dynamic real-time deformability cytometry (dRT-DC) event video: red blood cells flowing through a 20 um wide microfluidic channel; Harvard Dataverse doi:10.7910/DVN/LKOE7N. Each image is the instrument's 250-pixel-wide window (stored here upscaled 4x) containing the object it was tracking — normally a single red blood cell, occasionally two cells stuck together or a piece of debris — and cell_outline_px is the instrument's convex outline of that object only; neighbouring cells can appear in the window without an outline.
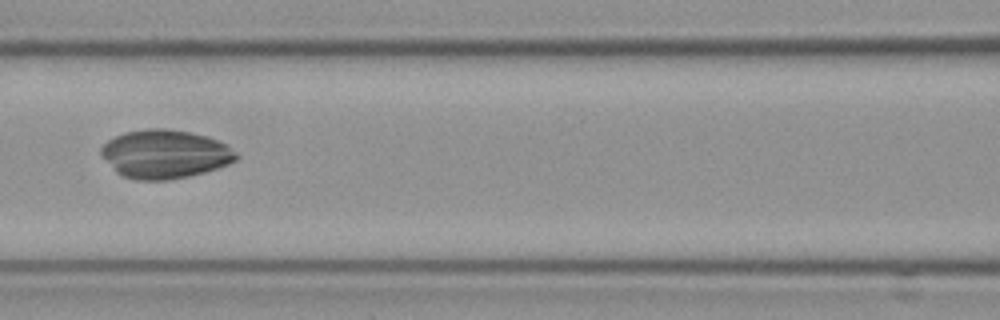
{"species": "Egyptian fruit bat (a non-hibernating species)", "species_latin": "Rousettus aegyptiacus", "temperature_condition": "cold", "stored_images_in_passage": 9, "camera_frame_rate_fps": 3000, "um_per_image_px": 0.085, "frame": {"image": 1, "passage_image": 8, "time_ms": 2.333, "image_size_px": [1000, 320], "cell_outline_px": [[240, 156], [236, 160], [228, 164], [204, 172], [188, 176], [168, 180], [132, 180], [120, 176], [100, 156], [100, 148], [108, 140], [124, 132], [148, 128], [164, 128], [188, 132], [208, 136], [228, 144]], "centroid_in_image_um": [14.0, 13.1], "position_along_channel_um": 152.6, "area_um2": 38.61}}
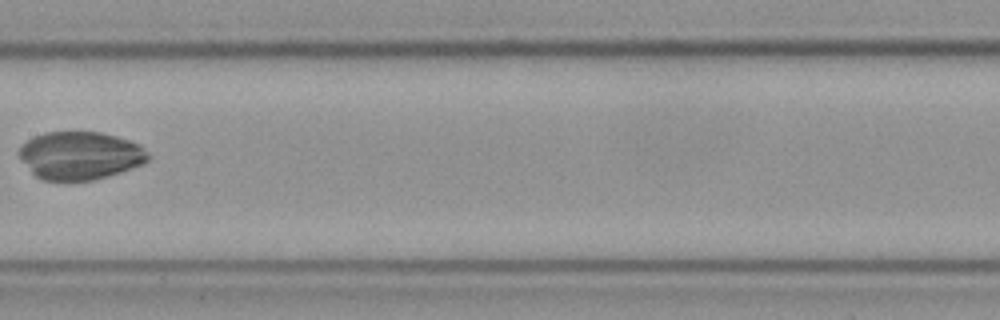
{"frame": {"image": 2, "passage_image": 9, "time_ms": 2.667, "image_size_px": [1000, 320], "cell_outline_px": [[152, 156], [148, 160], [140, 164], [120, 172], [92, 180], [44, 180], [36, 176], [20, 160], [16, 152], [20, 144], [32, 136], [44, 132], [100, 132], [116, 136], [140, 144]], "centroid_in_image_um": [6.75, 13.2], "position_along_channel_um": 200.6, "area_um2": 36.24}}